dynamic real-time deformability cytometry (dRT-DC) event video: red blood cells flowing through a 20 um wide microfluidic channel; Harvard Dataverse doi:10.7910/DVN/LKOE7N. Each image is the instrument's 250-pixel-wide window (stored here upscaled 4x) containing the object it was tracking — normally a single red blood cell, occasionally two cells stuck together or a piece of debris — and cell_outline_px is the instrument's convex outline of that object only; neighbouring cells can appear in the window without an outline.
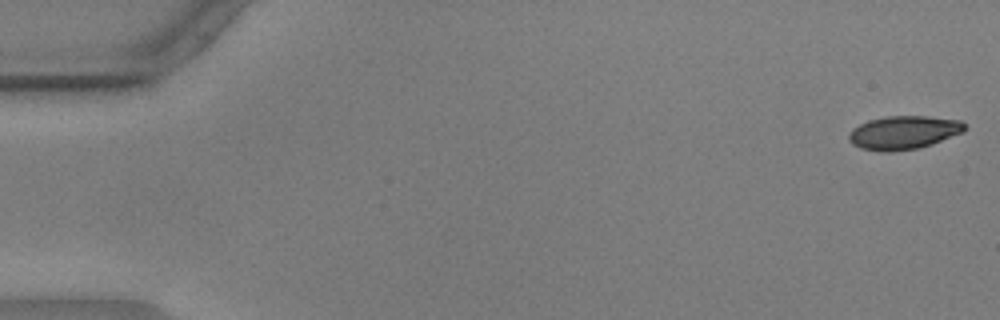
{"species": "common noctule bat (a hibernating species)", "species_latin": "Nyctalus noctula", "temperature_condition": "warm", "stored_images_in_passage": 56, "camera_frame_rate_fps": 3000, "um_per_image_px": 0.085, "animal": {"sex": "male", "body_mass_g": 17.9, "forearm_length_mm": 54.2}, "frame": {"image": 1, "passage_image": 1, "time_ms": 0.0, "image_size_px": [1000, 320], "cell_outline_px": [[968, 128], [964, 132], [932, 144], [916, 148], [888, 152], [884, 152], [860, 148], [852, 144], [848, 140], [848, 132], [852, 128], [868, 120], [884, 116], [928, 116], [960, 120]], "centroid_in_image_um": [76.79, 11.26], "position_along_channel_um": 8.2, "area_um2": 22.77}}
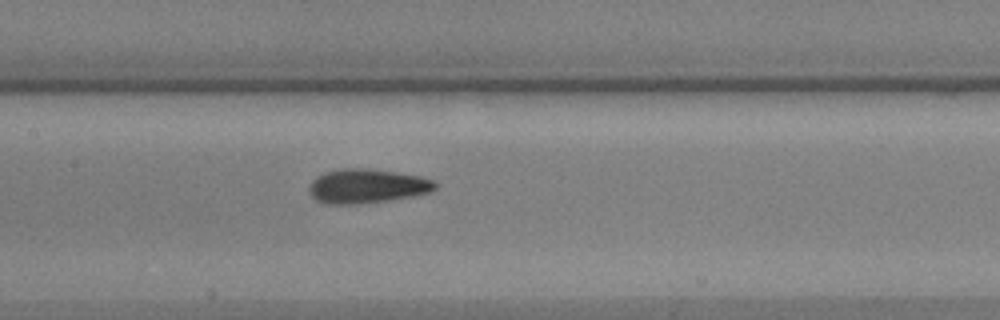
{"frame": {"image": 2, "passage_image": 27, "time_ms": 8.667, "image_size_px": [1000, 320], "cell_outline_px": [[436, 188], [432, 192], [412, 196], [388, 200], [360, 204], [324, 204], [316, 200], [308, 192], [308, 188], [312, 180], [316, 176], [324, 172], [340, 168], [368, 168], [396, 172], [420, 176], [432, 180], [436, 184]], "centroid_in_image_um": [31.15, 15.82], "position_along_channel_um": 176.3, "area_um2": 25.37}}
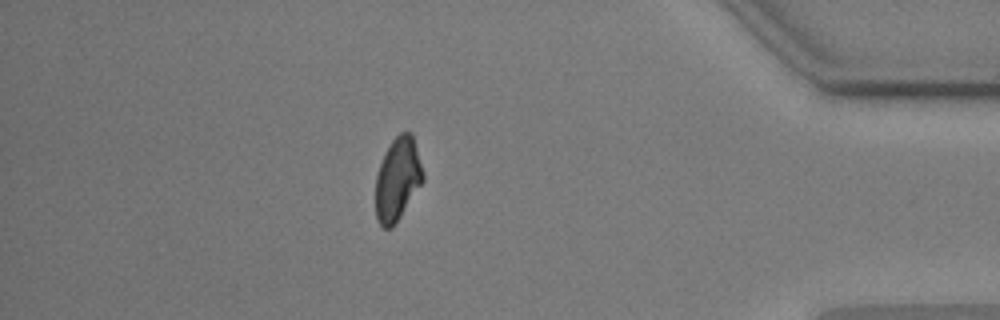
{"frame": {"image": 3, "passage_image": 49, "time_ms": 16.0, "image_size_px": [1000, 320], "cell_outline_px": [[424, 180], [392, 228], [384, 228], [380, 224], [376, 216], [376, 176], [380, 164], [392, 140], [400, 132], [412, 132], [424, 172]], "centroid_in_image_um": [33.81, 15.21], "position_along_channel_um": 401.4, "area_um2": 22.66}, "authors_computed_cell_mechanics": {"area_um2": 23.6113, "velocity_mm_per_s": 3.593, "shape_relaxation_time_tau1_ms": 4.3103, "shape_relaxation_time_tau2_ms": 2.1088, "deformation_change_tau1": 0.1387, "deformation_change_tau2": 0.0682}}